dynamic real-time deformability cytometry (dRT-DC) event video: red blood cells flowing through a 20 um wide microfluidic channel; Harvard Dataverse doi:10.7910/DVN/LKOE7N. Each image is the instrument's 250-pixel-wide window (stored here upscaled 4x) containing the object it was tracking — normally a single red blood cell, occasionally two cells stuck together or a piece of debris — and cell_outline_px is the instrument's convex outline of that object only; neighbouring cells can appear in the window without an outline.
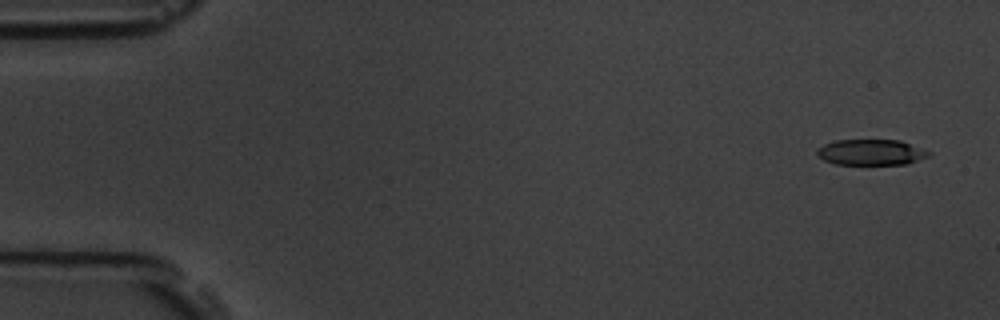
{"species": "common noctule bat (a hibernating species)", "species_latin": "Nyctalus noctula", "temperature_condition": "room temperature", "stored_images_in_passage": 5, "camera_frame_rate_fps": 3000, "um_per_image_px": 0.085, "animal": {"sex": "male", "body_mass_g": 19.5, "forearm_length_mm": 54.6}, "frame": {"image": 1, "passage_image": 1, "time_ms": 0.0, "image_size_px": [1000, 320], "cell_outline_px": [[932, 152], [928, 156], [908, 164], [836, 164], [824, 160], [816, 152], [816, 148], [824, 144], [836, 140], [900, 140]], "centroid_in_image_um": [74.04, 12.94], "position_along_channel_um": 11.0, "area_um2": 16.7}}
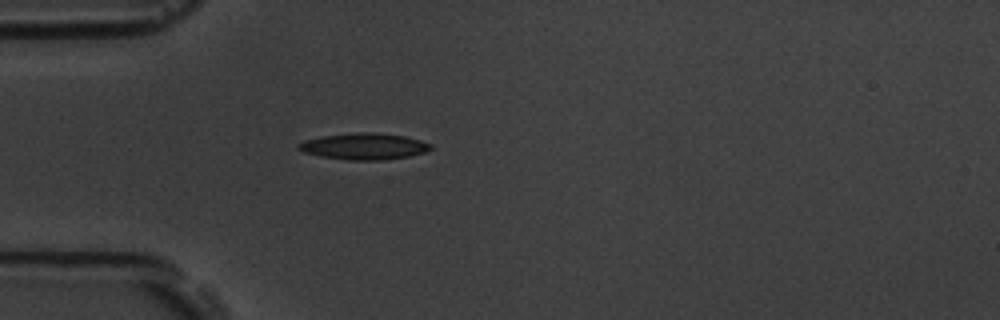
{"frame": {"image": 2, "passage_image": 5, "time_ms": 4.667, "image_size_px": [1000, 320], "cell_outline_px": [[432, 148], [424, 152], [408, 156], [384, 160], [348, 160], [320, 156], [304, 152], [296, 148], [296, 144], [304, 140], [320, 136], [356, 132], [368, 132], [404, 136], [420, 140], [432, 144]], "centroid_in_image_um": [30.9, 12.44], "position_along_channel_um": 54.1, "area_um2": 20.35}}